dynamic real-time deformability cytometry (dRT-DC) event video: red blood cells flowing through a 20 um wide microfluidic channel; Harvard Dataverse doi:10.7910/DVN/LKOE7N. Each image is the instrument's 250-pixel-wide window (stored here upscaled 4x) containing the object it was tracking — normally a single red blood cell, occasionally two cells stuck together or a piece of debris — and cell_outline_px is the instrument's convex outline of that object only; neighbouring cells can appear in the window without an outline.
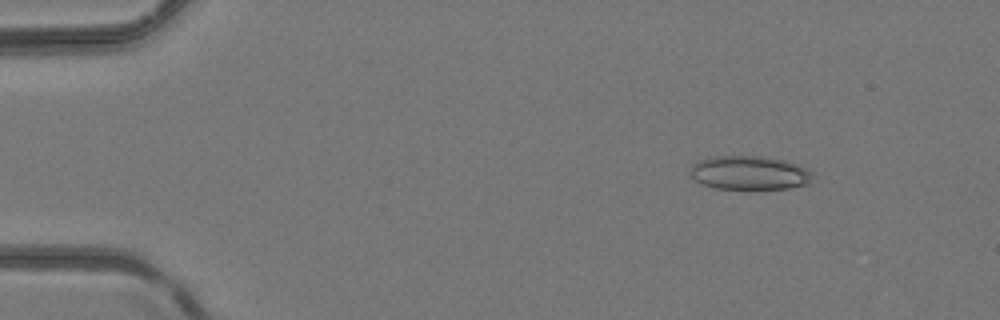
{"species": "common noctule bat (a hibernating species)", "species_latin": "Nyctalus noctula", "temperature_condition": "room temperature", "stored_images_in_passage": 21, "camera_frame_rate_fps": 3000, "um_per_image_px": 0.085, "animal": {"sex": "female", "body_mass_g": 24.6, "forearm_length_mm": 56.2}, "frame": {"image": 1, "passage_image": 6, "time_ms": 1.667, "image_size_px": [1000, 320], "cell_outline_px": [[812, 172], [808, 184], [788, 188], [716, 188], [700, 184], [692, 176], [692, 164], [700, 160], [716, 156], [764, 156], [784, 160], [796, 164]], "centroid_in_image_um": [63.69, 14.68], "position_along_channel_um": 21.3, "area_um2": 23.7}}
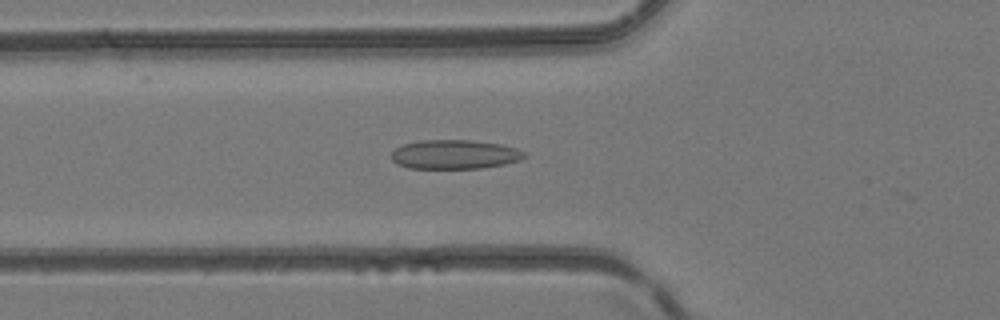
{"frame": {"image": 2, "passage_image": 17, "time_ms": 5.333, "image_size_px": [1000, 320], "cell_outline_px": [[524, 156], [520, 160], [504, 164], [480, 168], [408, 168], [396, 164], [392, 160], [392, 152], [396, 148], [404, 144], [420, 140], [468, 140], [500, 144], [516, 148], [524, 152]], "centroid_in_image_um": [38.61, 13.13], "position_along_channel_um": 87.2, "area_um2": 22.43}}
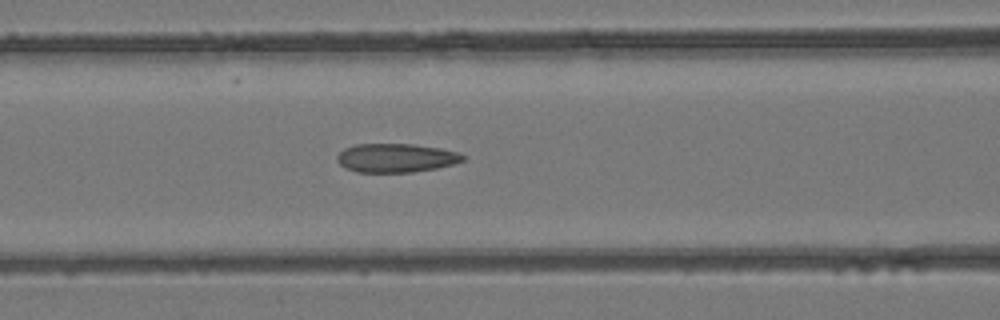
{"frame": {"image": 3, "passage_image": 20, "time_ms": 6.333, "image_size_px": [1000, 320], "cell_outline_px": [[468, 156], [464, 160], [452, 164], [436, 168], [412, 172], [356, 172], [344, 168], [336, 160], [336, 156], [344, 148], [356, 144], [412, 144], [440, 148], [460, 152]], "centroid_in_image_um": [33.66, 13.42], "position_along_channel_um": 132.9, "area_um2": 21.27}}